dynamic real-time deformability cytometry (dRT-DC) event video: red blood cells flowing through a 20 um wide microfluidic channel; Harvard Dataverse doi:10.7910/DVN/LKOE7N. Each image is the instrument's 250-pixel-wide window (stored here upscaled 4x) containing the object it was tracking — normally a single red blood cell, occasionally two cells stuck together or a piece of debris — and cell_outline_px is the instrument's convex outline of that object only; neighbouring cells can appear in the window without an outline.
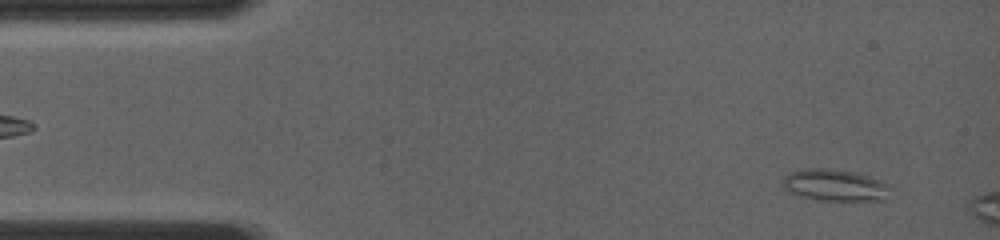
{"species": "common noctule bat (a hibernating species)", "species_latin": "Nyctalus noctula", "temperature_condition": "room temperature", "stored_images_in_passage": 5, "camera_frame_rate_fps": 4000, "um_per_image_px": 0.085, "animal": {"sex": "female", "body_mass_g": 19.0, "forearm_length_mm": 56.7}, "frame": {"image": 1, "passage_image": 2, "time_ms": 1.0, "image_size_px": [1000, 240], "cell_outline_px": [[892, 188], [888, 200], [820, 200], [796, 196], [788, 192], [780, 184], [780, 180], [784, 176], [792, 172], [804, 168], [828, 168], [856, 172], [880, 180], [888, 184]], "centroid_in_image_um": [70.95, 15.74], "position_along_channel_um": 14.0, "area_um2": 20.4}}
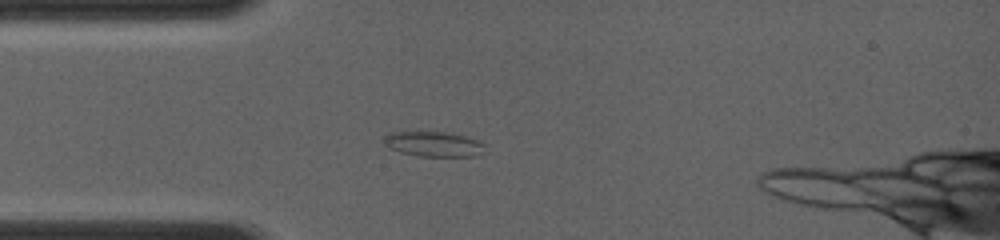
{"frame": {"image": 2, "passage_image": 5, "time_ms": 3.75, "image_size_px": [1000, 240], "cell_outline_px": [[484, 144], [480, 152], [476, 156], [416, 156], [400, 152], [384, 144], [384, 136], [392, 132], [444, 132], [468, 136]], "centroid_in_image_um": [36.83, 12.24], "position_along_channel_um": 48.2, "area_um2": 14.51}}